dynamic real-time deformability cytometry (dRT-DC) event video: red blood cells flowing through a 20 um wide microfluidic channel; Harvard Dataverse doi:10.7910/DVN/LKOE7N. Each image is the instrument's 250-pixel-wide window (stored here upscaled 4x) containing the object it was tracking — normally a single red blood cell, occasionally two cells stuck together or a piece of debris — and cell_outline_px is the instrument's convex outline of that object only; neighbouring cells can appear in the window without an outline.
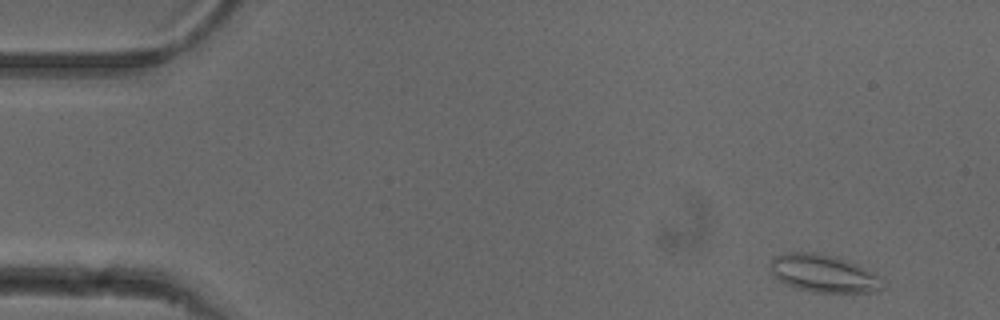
{"species": "common noctule bat (a hibernating species)", "species_latin": "Nyctalus noctula", "temperature_condition": "cold", "stored_images_in_passage": 52, "camera_frame_rate_fps": 3000, "um_per_image_px": 0.085, "animal": {"sex": "female"}, "frame": {"image": 1, "passage_image": 3, "time_ms": 0.667, "image_size_px": [1000, 320], "cell_outline_px": [[884, 288], [880, 292], [812, 292], [796, 288], [780, 280], [772, 272], [772, 260], [776, 256], [788, 252], [812, 252], [836, 256], [848, 260], [880, 276], [884, 280]], "centroid_in_image_um": [70.09, 23.25], "position_along_channel_um": 14.9, "area_um2": 24.57}}
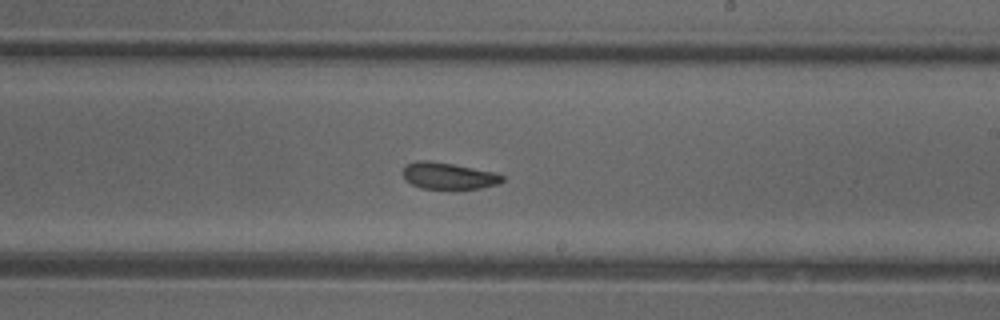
{"frame": {"image": 2, "passage_image": 30, "time_ms": 9.667, "image_size_px": [1000, 320], "cell_outline_px": [[504, 180], [496, 184], [480, 188], [420, 188], [404, 180], [400, 172], [404, 164], [416, 160], [428, 160], [452, 164], [496, 172], [504, 176]], "centroid_in_image_um": [38.03, 14.92], "position_along_channel_um": 251.0, "area_um2": 15.55}}
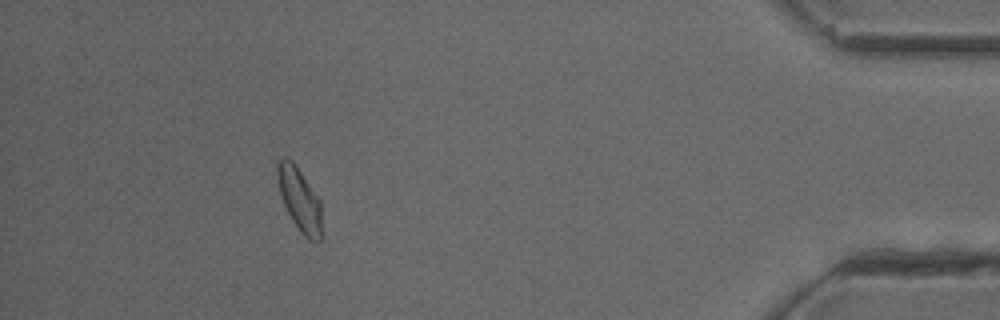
{"frame": {"image": 3, "passage_image": 47, "time_ms": 15.333, "image_size_px": [1000, 320], "cell_outline_px": [[324, 236], [316, 244], [308, 240], [300, 232], [284, 208], [276, 176], [276, 160], [280, 156], [288, 156], [296, 164], [320, 200]], "centroid_in_image_um": [25.47, 16.97], "position_along_channel_um": 409.7, "area_um2": 17.34}, "authors_computed_cell_mechanics": {"area_um2": 16.8198, "velocity_mm_per_s": 3.8624, "shape_relaxation_time_tau1_ms": null, "shape_relaxation_time_tau2_ms": 4.314, "deformation_change_tau1": null, "deformation_change_tau2": 0.1018}}